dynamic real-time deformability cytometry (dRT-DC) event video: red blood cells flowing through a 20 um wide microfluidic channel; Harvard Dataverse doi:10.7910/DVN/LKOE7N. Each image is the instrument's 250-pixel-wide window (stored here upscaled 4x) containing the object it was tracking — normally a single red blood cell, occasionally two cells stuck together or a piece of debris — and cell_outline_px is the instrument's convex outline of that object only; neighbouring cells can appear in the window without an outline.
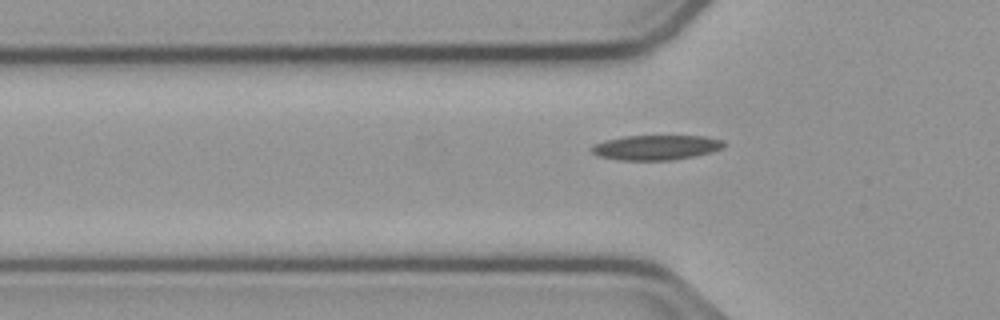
{"species": "common noctule bat (a hibernating species)", "species_latin": "Nyctalus noctula", "temperature_condition": "cold", "stored_images_in_passage": 38, "camera_frame_rate_fps": 3000, "um_per_image_px": 0.085, "animal": {"sex": "male", "body_mass_g": 23.1, "forearm_length_mm": 52.7}, "frame": {"image": 1, "passage_image": 7, "time_ms": 2.0, "image_size_px": [1000, 320], "cell_outline_px": [[728, 144], [724, 148], [712, 152], [672, 160], [620, 160], [600, 156], [592, 152], [588, 148], [592, 144], [604, 140], [624, 136], [704, 136], [724, 140]], "centroid_in_image_um": [55.78, 12.52], "position_along_channel_um": 70.0, "area_um2": 19.36}}
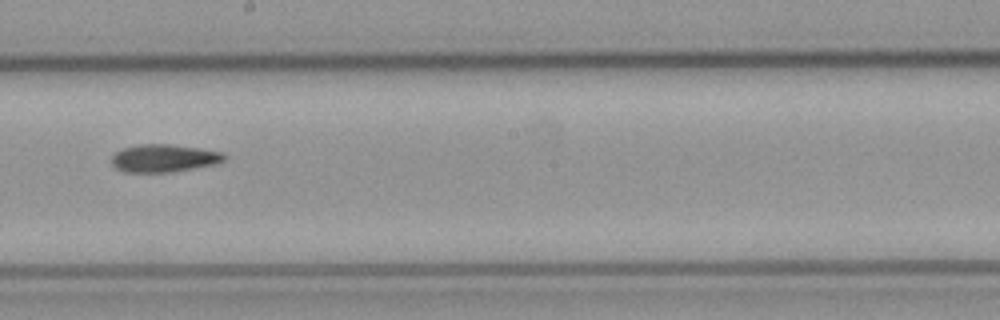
{"frame": {"image": 2, "passage_image": 20, "time_ms": 6.333, "image_size_px": [1000, 320], "cell_outline_px": [[228, 156], [224, 160], [216, 164], [172, 172], [124, 172], [116, 168], [112, 164], [112, 156], [116, 152], [124, 148], [140, 144], [168, 144], [196, 148], [220, 152]], "centroid_in_image_um": [13.92, 13.45], "position_along_channel_um": 234.3, "area_um2": 18.03}}
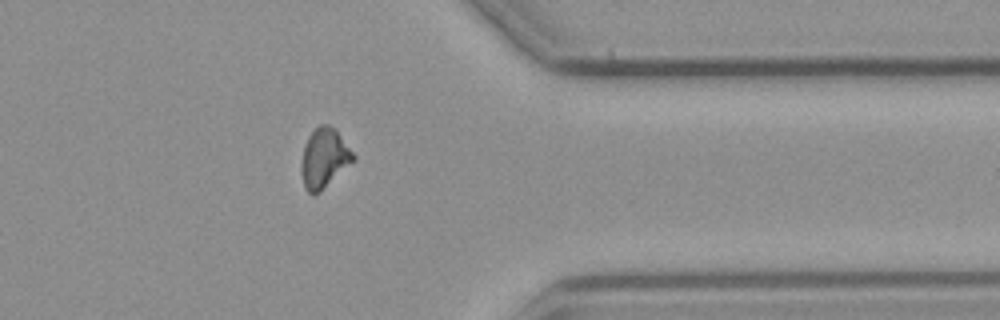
{"frame": {"image": 3, "passage_image": 33, "time_ms": 10.667, "image_size_px": [1000, 320], "cell_outline_px": [[356, 160], [320, 192], [312, 196], [308, 192], [304, 184], [300, 168], [300, 164], [304, 144], [308, 136], [320, 124], [328, 124], [336, 128], [356, 156]], "centroid_in_image_um": [27.57, 13.44], "position_along_channel_um": 383.8, "area_um2": 18.38}}